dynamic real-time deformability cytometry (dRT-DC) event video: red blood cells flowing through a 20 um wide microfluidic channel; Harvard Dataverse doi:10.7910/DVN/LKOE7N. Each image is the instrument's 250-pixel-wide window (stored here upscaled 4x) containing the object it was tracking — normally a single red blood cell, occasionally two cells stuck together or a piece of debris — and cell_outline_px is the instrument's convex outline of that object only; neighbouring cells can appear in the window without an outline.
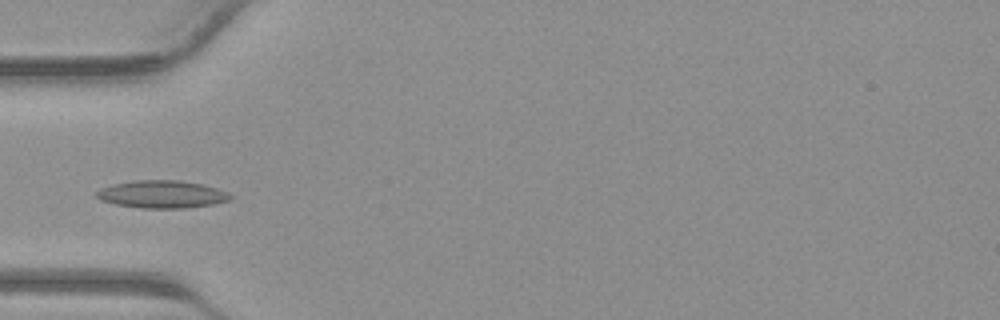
{"species": "common noctule bat (a hibernating species)", "species_latin": "Nyctalus noctula", "temperature_condition": "warm", "stored_images_in_passage": 41, "camera_frame_rate_fps": 3000, "um_per_image_px": 0.085, "animal": {"sex": "male", "body_mass_g": 23.1, "forearm_length_mm": 52.7}, "frame": {"image": 1, "passage_image": 13, "time_ms": 4.0, "image_size_px": [1000, 320], "cell_outline_px": [[232, 200], [212, 204], [184, 208], [140, 208], [116, 204], [100, 200], [96, 196], [96, 192], [100, 188], [112, 184], [136, 180], [180, 180], [204, 184], [228, 192], [232, 196]], "centroid_in_image_um": [13.77, 16.51], "position_along_channel_um": 71.2, "area_um2": 21.62}}
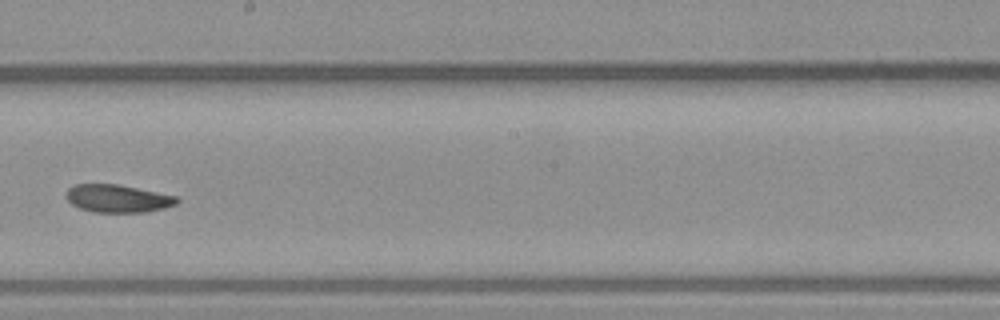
{"frame": {"image": 2, "passage_image": 23, "time_ms": 7.333, "image_size_px": [1000, 320], "cell_outline_px": [[180, 200], [176, 204], [164, 208], [144, 212], [92, 212], [80, 208], [72, 204], [64, 196], [64, 192], [68, 188], [76, 184], [116, 184], [176, 196]], "centroid_in_image_um": [9.96, 16.87], "position_along_channel_um": 238.2, "area_um2": 17.86}}
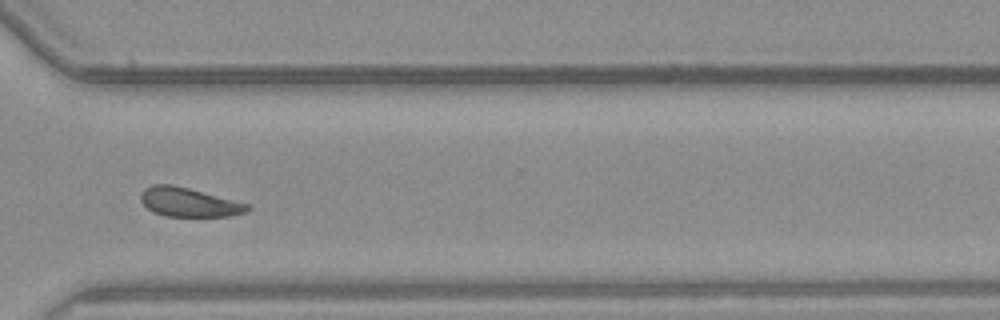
{"frame": {"image": 3, "passage_image": 30, "time_ms": 9.667, "image_size_px": [1000, 320], "cell_outline_px": [[252, 208], [248, 212], [232, 216], [164, 216], [152, 212], [140, 200], [140, 192], [144, 188], [152, 184], [172, 184], [252, 204]], "centroid_in_image_um": [16.09, 17.19], "position_along_channel_um": 354.5, "area_um2": 18.38}}